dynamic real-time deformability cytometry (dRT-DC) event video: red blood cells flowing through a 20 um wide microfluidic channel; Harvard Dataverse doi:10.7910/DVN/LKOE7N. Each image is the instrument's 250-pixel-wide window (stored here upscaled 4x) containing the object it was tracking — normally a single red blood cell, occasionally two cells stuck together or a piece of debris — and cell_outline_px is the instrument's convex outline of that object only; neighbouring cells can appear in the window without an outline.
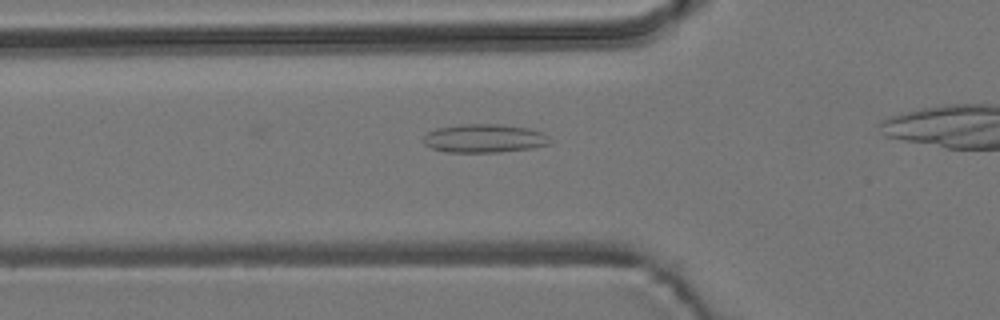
{"species": "common noctule bat (a hibernating species)", "species_latin": "Nyctalus noctula", "temperature_condition": "room temperature", "stored_images_in_passage": 29, "camera_frame_rate_fps": 3000, "um_per_image_px": 0.085, "animal": {"sex": "male", "body_mass_g": 19.2, "forearm_length_mm": 51.8}, "frame": {"image": 1, "passage_image": 4, "time_ms": 1.0, "image_size_px": [1000, 320], "cell_outline_px": [[552, 144], [532, 148], [500, 152], [448, 152], [432, 148], [424, 144], [424, 136], [428, 132], [436, 128], [460, 124], [500, 124], [528, 128], [544, 132], [552, 140]], "centroid_in_image_um": [41.22, 11.76], "position_along_channel_um": 84.6, "area_um2": 21.21}}
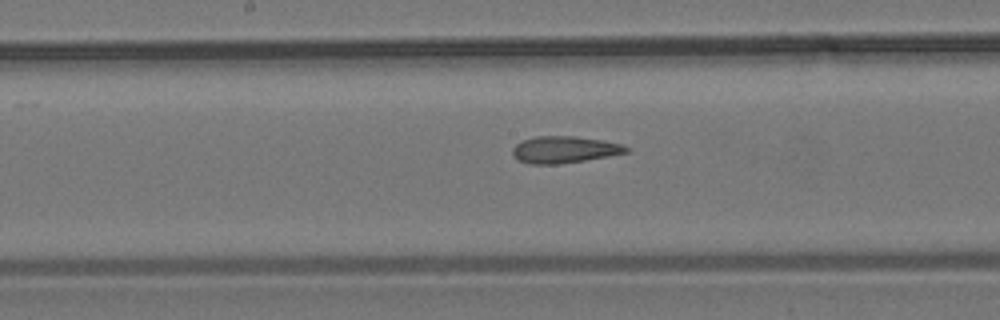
{"frame": {"image": 2, "passage_image": 13, "time_ms": 4.0, "image_size_px": [1000, 320], "cell_outline_px": [[628, 152], [608, 156], [560, 164], [528, 164], [512, 156], [512, 148], [516, 144], [524, 140], [536, 136], [576, 136], [600, 140], [620, 144], [628, 148]], "centroid_in_image_um": [47.92, 12.72], "position_along_channel_um": 200.3, "area_um2": 17.57}}
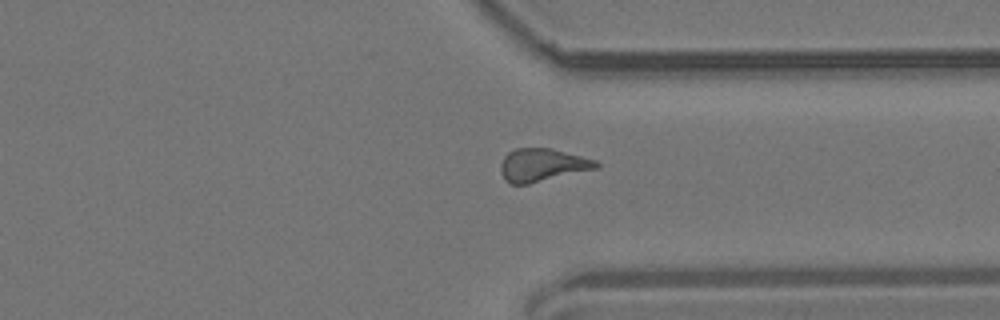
{"frame": {"image": 3, "passage_image": 26, "time_ms": 8.333, "image_size_px": [1000, 320], "cell_outline_px": [[600, 168], [528, 184], [508, 184], [504, 180], [500, 172], [500, 164], [504, 156], [508, 152], [516, 148], [552, 148], [596, 160], [600, 164]], "centroid_in_image_um": [46.09, 14.03], "position_along_channel_um": 365.3, "area_um2": 18.61}}